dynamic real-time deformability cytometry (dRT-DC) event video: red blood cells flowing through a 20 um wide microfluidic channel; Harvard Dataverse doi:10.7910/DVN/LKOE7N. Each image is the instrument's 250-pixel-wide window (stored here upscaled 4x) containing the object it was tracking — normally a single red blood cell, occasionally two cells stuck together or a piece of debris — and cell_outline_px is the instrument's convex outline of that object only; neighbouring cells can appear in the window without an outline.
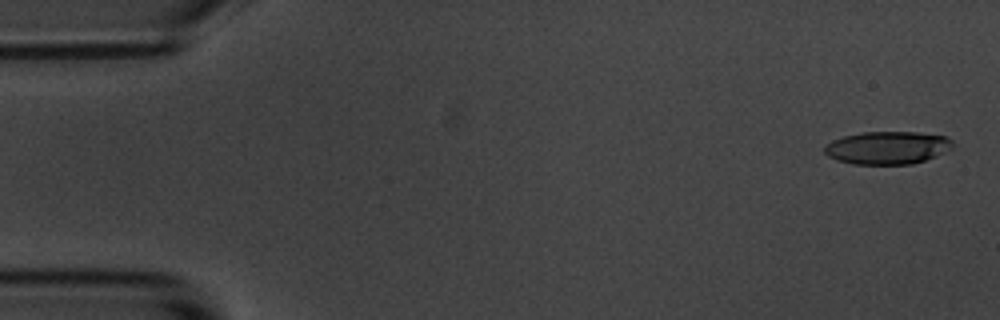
{"species": "common noctule bat (a hibernating species)", "species_latin": "Nyctalus noctula", "temperature_condition": "room temperature", "stored_images_in_passage": 4, "camera_frame_rate_fps": 3000, "um_per_image_px": 0.085, "animal": {"sex": "male", "body_mass_g": 20.1, "forearm_length_mm": 53.5}, "frame": {"image": 1, "passage_image": 1, "time_ms": 0.0, "image_size_px": [1000, 320], "cell_outline_px": [[952, 148], [948, 152], [912, 164], [852, 164], [836, 160], [828, 156], [824, 152], [824, 144], [832, 140], [844, 136], [860, 132], [920, 132], [948, 136], [952, 140]], "centroid_in_image_um": [75.44, 12.55], "position_along_channel_um": 9.6, "area_um2": 24.85}}
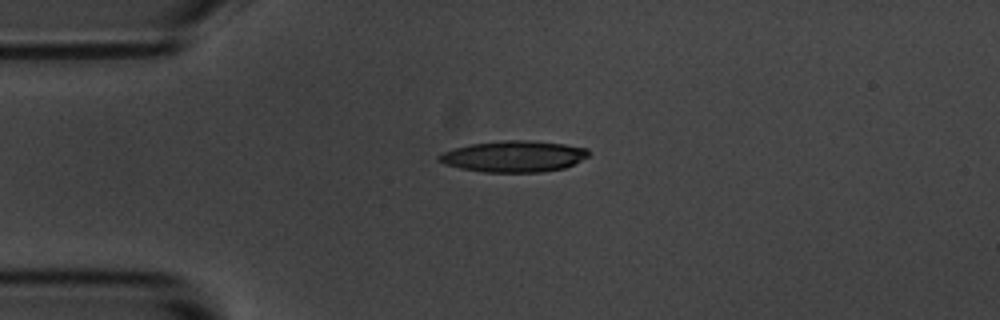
{"frame": {"image": 2, "passage_image": 4, "time_ms": 1.0, "image_size_px": [1000, 320], "cell_outline_px": [[592, 152], [588, 156], [564, 168], [540, 172], [484, 172], [460, 168], [444, 164], [436, 156], [444, 152], [468, 144], [504, 140], [528, 140], [564, 144], [588, 148]], "centroid_in_image_um": [43.69, 13.28], "position_along_channel_um": 41.3, "area_um2": 27.17}}